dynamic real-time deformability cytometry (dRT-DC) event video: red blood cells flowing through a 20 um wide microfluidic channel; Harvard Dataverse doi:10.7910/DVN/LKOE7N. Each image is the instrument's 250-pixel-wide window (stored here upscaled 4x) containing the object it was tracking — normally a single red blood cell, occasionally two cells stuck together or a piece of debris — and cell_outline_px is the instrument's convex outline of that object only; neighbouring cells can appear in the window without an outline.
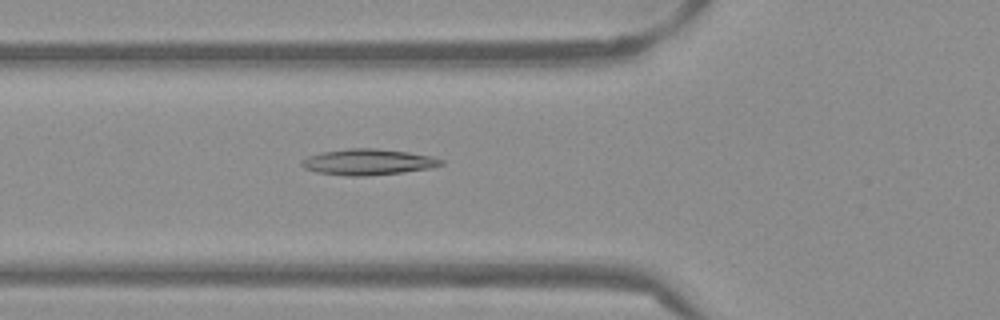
{"species": "Egyptian fruit bat (a non-hibernating species)", "species_latin": "Rousettus aegyptiacus", "temperature_condition": "warm", "stored_images_in_passage": 53, "camera_frame_rate_fps": 3000, "um_per_image_px": 0.085, "frame": {"image": 1, "passage_image": 19, "time_ms": 6.0, "image_size_px": [1000, 320], "cell_outline_px": [[444, 164], [428, 168], [404, 172], [368, 176], [348, 176], [316, 172], [304, 168], [300, 164], [300, 160], [308, 156], [320, 152], [348, 148], [376, 148], [408, 152], [432, 156], [444, 160]], "centroid_in_image_um": [31.25, 13.76], "position_along_channel_um": 94.5, "area_um2": 21.27}}
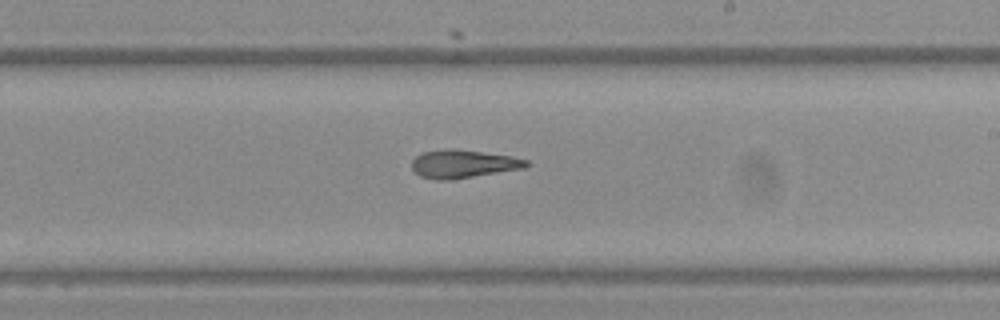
{"frame": {"image": 2, "passage_image": 31, "time_ms": 10.0, "image_size_px": [1000, 320], "cell_outline_px": [[528, 164], [524, 168], [452, 180], [436, 180], [420, 176], [412, 168], [412, 160], [420, 152], [448, 148], [456, 148], [512, 156], [528, 160]], "centroid_in_image_um": [39.34, 13.92], "position_along_channel_um": 249.7, "area_um2": 18.96}}
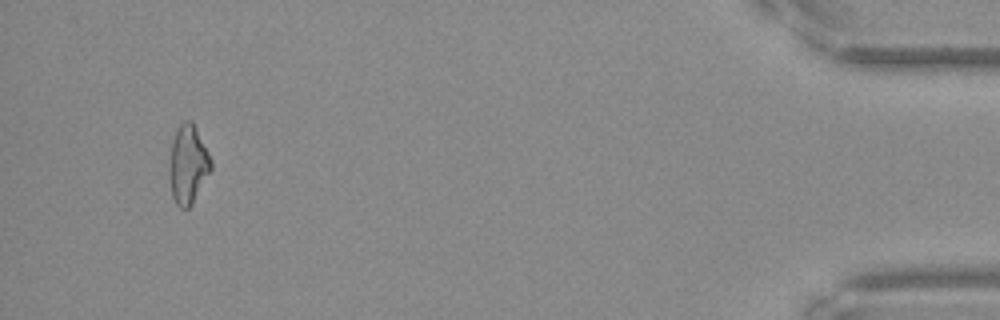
{"frame": {"image": 3, "passage_image": 50, "time_ms": 16.333, "image_size_px": [1000, 320], "cell_outline_px": [[212, 168], [192, 204], [188, 208], [180, 208], [176, 204], [172, 196], [168, 176], [168, 172], [172, 140], [176, 128], [184, 120], [192, 120], [212, 160]], "centroid_in_image_um": [15.96, 13.97], "position_along_channel_um": 419.2, "area_um2": 19.25}, "authors_computed_cell_mechanics": {"area_um2": 19.4786, "velocity_mm_per_s": 3.8574, "shape_relaxation_time_tau1_ms": 9.8086, "shape_relaxation_time_tau2_ms": 7.582, "deformation_change_tau1": 0.2097, "deformation_change_tau2": 0.1889}}